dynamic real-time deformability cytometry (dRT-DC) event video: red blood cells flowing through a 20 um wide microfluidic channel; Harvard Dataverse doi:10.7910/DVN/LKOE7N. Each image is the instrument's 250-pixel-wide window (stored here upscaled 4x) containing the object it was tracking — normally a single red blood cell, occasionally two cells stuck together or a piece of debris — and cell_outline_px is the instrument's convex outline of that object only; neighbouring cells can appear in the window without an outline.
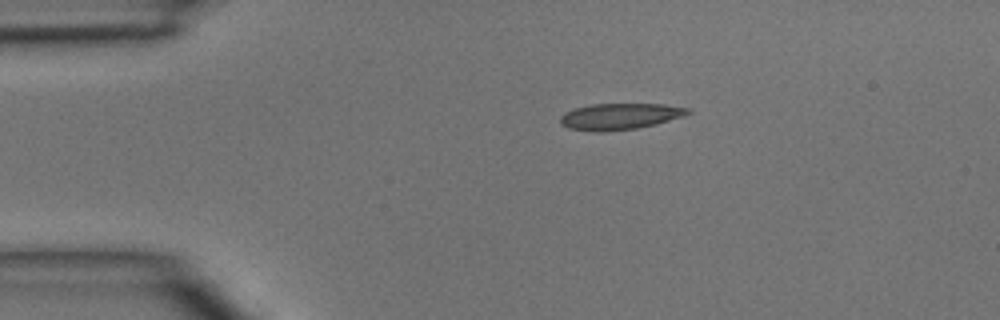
{"species": "common noctule bat (a hibernating species)", "species_latin": "Nyctalus noctula", "temperature_condition": "room temperature", "stored_images_in_passage": 2, "camera_frame_rate_fps": 3000, "um_per_image_px": 0.085, "animal": {"sex": "male", "body_mass_g": 15.6}, "frame": {"image": 1, "passage_image": 1, "time_ms": 0.0, "image_size_px": [1000, 320], "cell_outline_px": [[692, 112], [684, 116], [656, 124], [636, 128], [604, 132], [592, 132], [568, 128], [560, 124], [560, 116], [564, 112], [576, 108], [592, 104], [664, 104], [692, 108]], "centroid_in_image_um": [52.7, 9.9], "position_along_channel_um": 32.3, "area_um2": 19.77}}